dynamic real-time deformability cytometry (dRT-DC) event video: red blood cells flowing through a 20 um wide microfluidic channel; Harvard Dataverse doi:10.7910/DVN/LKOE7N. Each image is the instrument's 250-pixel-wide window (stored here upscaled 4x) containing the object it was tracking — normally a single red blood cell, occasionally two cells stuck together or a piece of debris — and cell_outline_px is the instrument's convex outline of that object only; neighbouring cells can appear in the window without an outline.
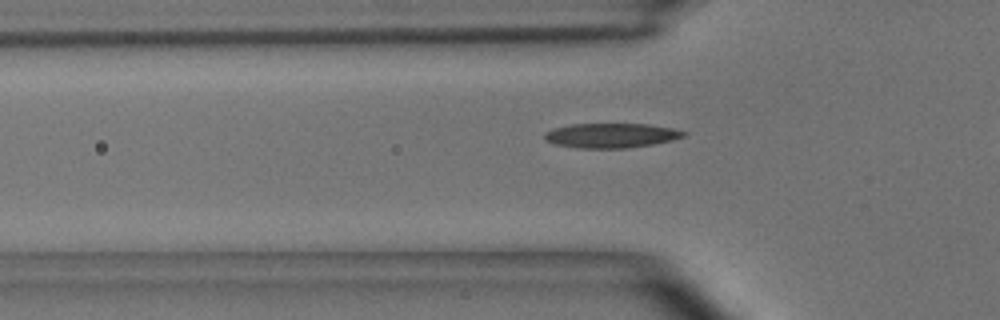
{"species": "common noctule bat (a hibernating species)", "species_latin": "Nyctalus noctula", "temperature_condition": "room temperature", "stored_images_in_passage": 38, "camera_frame_rate_fps": 3000, "um_per_image_px": 0.085, "animal": {"sex": "male", "body_mass_g": 15.6}, "frame": {"image": 1, "passage_image": 7, "time_ms": 2.0, "image_size_px": [1000, 320], "cell_outline_px": [[688, 132], [684, 136], [672, 140], [652, 144], [628, 148], [576, 148], [556, 144], [544, 140], [544, 132], [556, 128], [572, 124], [648, 124], [672, 128]], "centroid_in_image_um": [51.94, 11.52], "position_along_channel_um": 73.9, "area_um2": 19.88}}
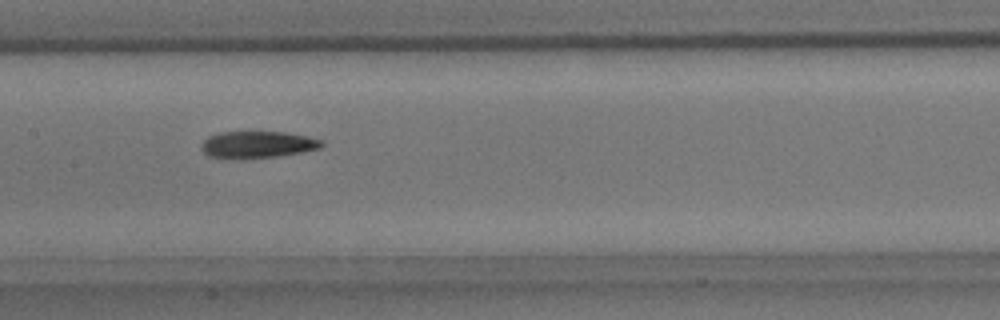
{"frame": {"image": 2, "passage_image": 16, "time_ms": 5.0, "image_size_px": [1000, 320], "cell_outline_px": [[324, 144], [320, 148], [304, 152], [276, 156], [240, 160], [208, 156], [200, 148], [200, 144], [208, 136], [220, 132], [284, 132], [308, 136], [324, 140]], "centroid_in_image_um": [21.88, 12.3], "position_along_channel_um": 185.5, "area_um2": 19.19}}
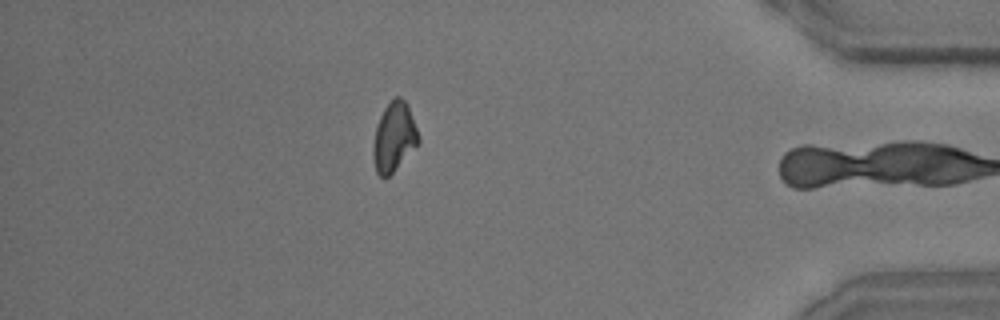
{"frame": {"image": 3, "passage_image": 37, "time_ms": 12.0, "image_size_px": [1000, 320], "cell_outline_px": [[420, 140], [392, 172], [384, 180], [376, 172], [372, 156], [372, 148], [376, 128], [380, 116], [384, 108], [396, 96], [400, 96], [408, 104], [420, 136]], "centroid_in_image_um": [33.48, 11.63], "position_along_channel_um": 401.7, "area_um2": 18.09}, "authors_computed_cell_mechanics": {"area_um2": 19.2185, "velocity_mm_per_s": 3.6803, "shape_relaxation_time_tau1_ms": 4.8972, "shape_relaxation_time_tau2_ms": 10.2748, "deformation_change_tau1": 0.1428, "deformation_change_tau2": 0.1792}}